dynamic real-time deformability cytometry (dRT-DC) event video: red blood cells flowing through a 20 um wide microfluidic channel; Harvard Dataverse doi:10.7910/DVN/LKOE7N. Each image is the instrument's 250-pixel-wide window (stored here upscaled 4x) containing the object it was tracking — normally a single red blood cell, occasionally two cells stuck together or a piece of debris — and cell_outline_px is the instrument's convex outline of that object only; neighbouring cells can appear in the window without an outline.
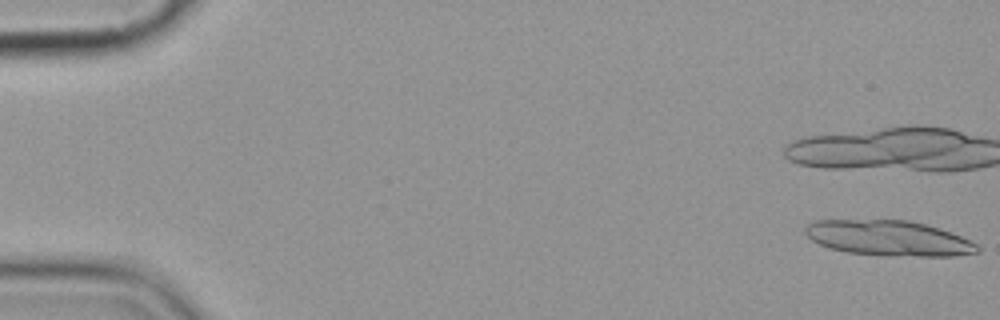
{"species": "common noctule bat (a hibernating species)", "species_latin": "Nyctalus noctula", "temperature_condition": "cold", "stored_images_in_passage": 6, "camera_frame_rate_fps": 3000, "um_per_image_px": 0.085, "animal": {"sex": "female", "body_mass_g": 19.9}, "frame": {"image": 1, "passage_image": 1, "time_ms": 0.0, "image_size_px": [1000, 320], "cell_outline_px": [[980, 252], [956, 256], [880, 256], [848, 252], [828, 248], [812, 240], [804, 232], [804, 228], [812, 220], [908, 220], [940, 228], [960, 236], [976, 244], [980, 248]], "centroid_in_image_um": [75.52, 20.25], "position_along_channel_um": 9.5, "area_um2": 35.6}}